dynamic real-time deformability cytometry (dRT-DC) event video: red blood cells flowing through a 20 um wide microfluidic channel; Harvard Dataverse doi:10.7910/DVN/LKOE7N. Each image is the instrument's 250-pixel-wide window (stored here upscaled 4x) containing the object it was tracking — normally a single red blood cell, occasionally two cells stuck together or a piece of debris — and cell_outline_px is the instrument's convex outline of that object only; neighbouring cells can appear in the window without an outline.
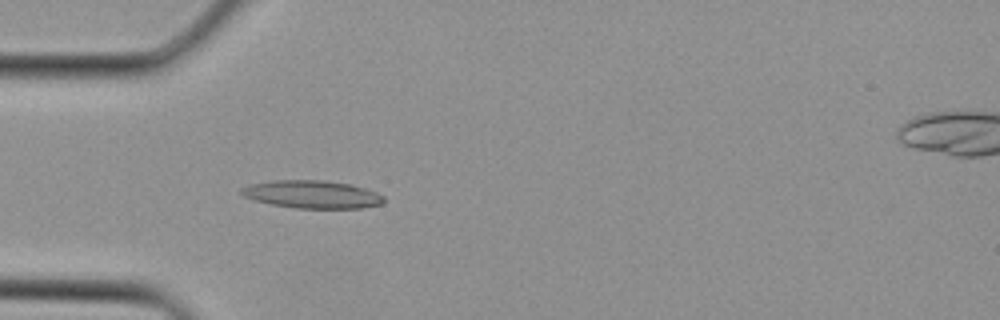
{"species": "Egyptian fruit bat (a non-hibernating species)", "species_latin": "Rousettus aegyptiacus", "temperature_condition": "cold", "stored_images_in_passage": 4, "camera_frame_rate_fps": 3000, "um_per_image_px": 0.085, "animal": {"sex": "female"}, "frame": {"image": 1, "passage_image": 3, "time_ms": 0.667, "image_size_px": [1000, 320], "cell_outline_px": [[384, 204], [360, 208], [296, 208], [272, 204], [256, 200], [244, 196], [240, 192], [240, 188], [248, 184], [272, 180], [324, 180], [348, 184], [364, 188], [376, 192], [384, 196]], "centroid_in_image_um": [26.53, 16.51], "position_along_channel_um": 58.5, "area_um2": 23.06}}